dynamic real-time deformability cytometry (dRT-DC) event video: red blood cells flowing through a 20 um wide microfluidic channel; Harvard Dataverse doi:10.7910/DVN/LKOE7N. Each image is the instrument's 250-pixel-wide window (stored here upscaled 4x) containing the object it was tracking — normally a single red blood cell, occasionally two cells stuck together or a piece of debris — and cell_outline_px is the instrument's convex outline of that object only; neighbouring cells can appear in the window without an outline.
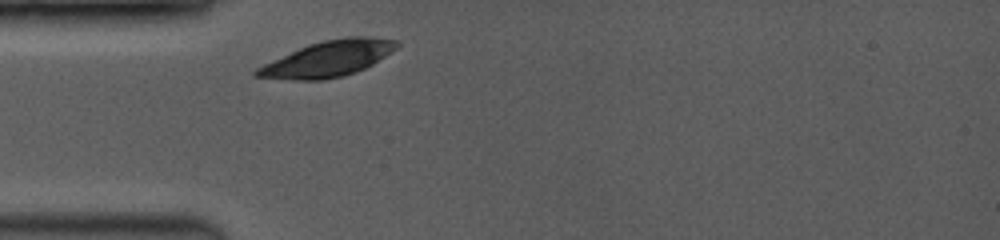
{"species": "common noctule bat (a hibernating species)", "species_latin": "Nyctalus noctula", "temperature_condition": "room temperature", "stored_images_in_passage": 16, "camera_frame_rate_fps": 3500, "um_per_image_px": 0.085, "animal": {"sex": "female", "body_mass_g": 19.0, "forearm_length_mm": 53.3}, "frame": {"image": 1, "passage_image": 1, "time_ms": 0.0, "image_size_px": [1000, 240], "cell_outline_px": [[400, 44], [392, 52], [372, 64], [364, 68], [340, 76], [320, 80], [296, 80], [252, 76], [252, 72], [256, 68], [272, 60], [308, 44], [324, 40], [344, 36], [368, 36], [400, 40]], "centroid_in_image_um": [27.9, 4.97], "position_along_channel_um": 57.1, "area_um2": 29.07}}
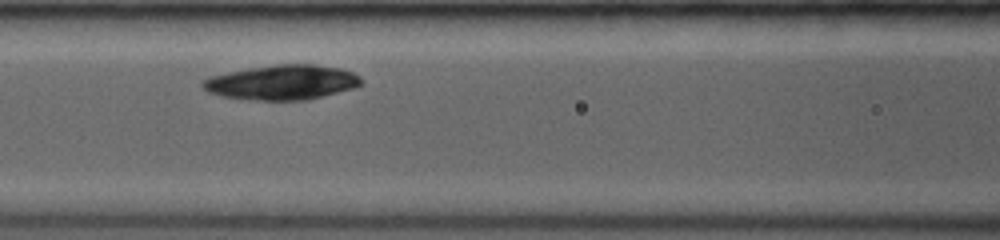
{"frame": {"image": 2, "passage_image": 9, "time_ms": 2.286, "image_size_px": [1000, 240], "cell_outline_px": [[364, 84], [352, 88], [324, 96], [304, 100], [248, 100], [220, 96], [208, 92], [200, 84], [200, 80], [208, 76], [228, 72], [276, 64], [312, 64], [340, 68], [352, 72], [360, 76], [364, 80]], "centroid_in_image_um": [23.96, 7.0], "position_along_channel_um": 142.6, "area_um2": 32.37}}
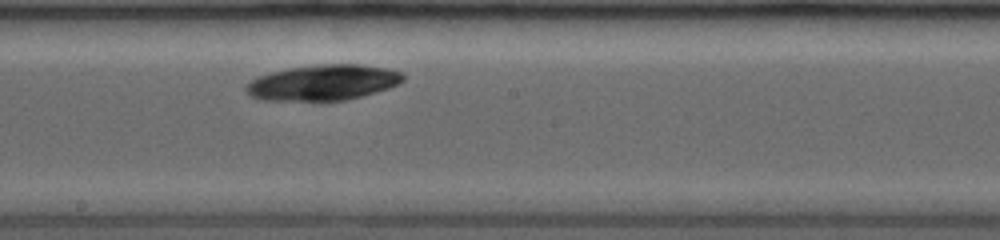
{"frame": {"image": 3, "passage_image": 15, "time_ms": 4.286, "image_size_px": [1000, 240], "cell_outline_px": [[404, 80], [400, 84], [388, 88], [348, 100], [264, 100], [252, 96], [244, 88], [252, 80], [260, 76], [272, 72], [288, 68], [320, 64], [360, 64], [388, 68], [400, 72], [404, 76]], "centroid_in_image_um": [27.51, 7.01], "position_along_channel_um": 220.7, "area_um2": 32.31}}